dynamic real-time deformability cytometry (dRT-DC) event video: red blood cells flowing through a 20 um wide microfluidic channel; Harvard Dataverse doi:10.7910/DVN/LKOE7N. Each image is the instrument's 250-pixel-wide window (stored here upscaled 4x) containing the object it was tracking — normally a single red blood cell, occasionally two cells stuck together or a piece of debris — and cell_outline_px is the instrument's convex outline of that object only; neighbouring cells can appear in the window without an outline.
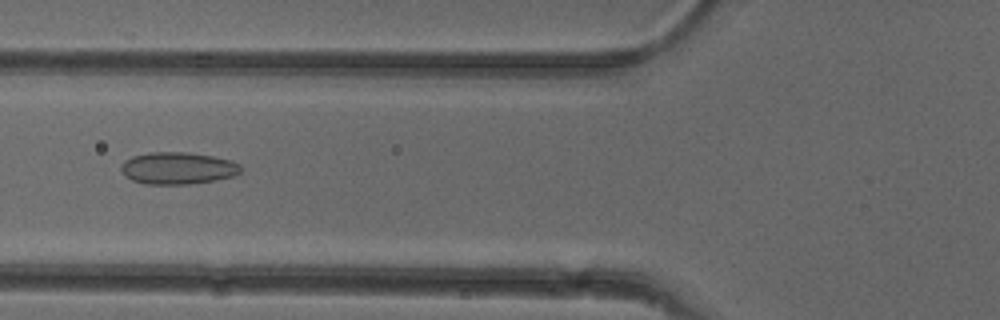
{"species": "common noctule bat (a hibernating species)", "species_latin": "Nyctalus noctula", "temperature_condition": "cold", "stored_images_in_passage": 52, "camera_frame_rate_fps": 3000, "um_per_image_px": 0.085, "animal": {"sex": "female"}, "frame": {"image": 1, "passage_image": 20, "time_ms": 6.333, "image_size_px": [1000, 320], "cell_outline_px": [[244, 168], [240, 172], [232, 176], [216, 180], [192, 184], [144, 184], [132, 180], [120, 168], [124, 160], [132, 156], [148, 152], [188, 152], [212, 156], [232, 160], [240, 164]], "centroid_in_image_um": [15.15, 14.29], "position_along_channel_um": 110.7, "area_um2": 22.48}}
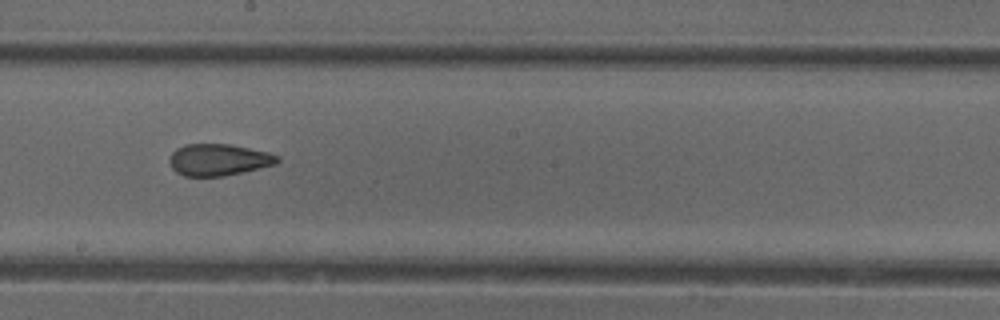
{"frame": {"image": 2, "passage_image": 29, "time_ms": 9.333, "image_size_px": [1000, 320], "cell_outline_px": [[280, 160], [276, 164], [244, 172], [224, 176], [184, 176], [176, 172], [172, 168], [168, 160], [172, 152], [176, 148], [184, 144], [232, 144], [268, 152], [280, 156]], "centroid_in_image_um": [18.58, 13.57], "position_along_channel_um": 229.6, "area_um2": 20.17}}
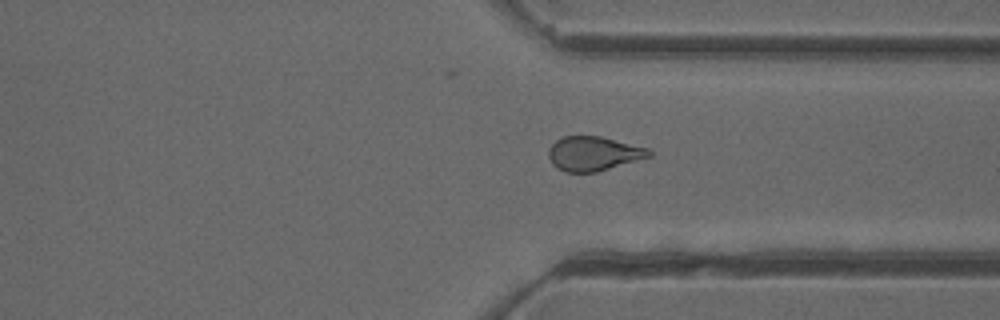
{"frame": {"image": 3, "passage_image": 39, "time_ms": 12.667, "image_size_px": [1000, 320], "cell_outline_px": [[652, 156], [596, 172], [564, 172], [556, 168], [552, 164], [548, 156], [548, 148], [556, 140], [564, 136], [600, 136], [648, 148], [652, 152]], "centroid_in_image_um": [50.42, 13.06], "position_along_channel_um": 361.0, "area_um2": 20.11}, "authors_computed_cell_mechanics": {"area_um2": 21.4438, "velocity_mm_per_s": 3.9507, "shape_relaxation_time_tau1_ms": 5.77, "shape_relaxation_time_tau2_ms": 1.8098, "deformation_change_tau1": 0.135, "deformation_change_tau2": 0.0868}}